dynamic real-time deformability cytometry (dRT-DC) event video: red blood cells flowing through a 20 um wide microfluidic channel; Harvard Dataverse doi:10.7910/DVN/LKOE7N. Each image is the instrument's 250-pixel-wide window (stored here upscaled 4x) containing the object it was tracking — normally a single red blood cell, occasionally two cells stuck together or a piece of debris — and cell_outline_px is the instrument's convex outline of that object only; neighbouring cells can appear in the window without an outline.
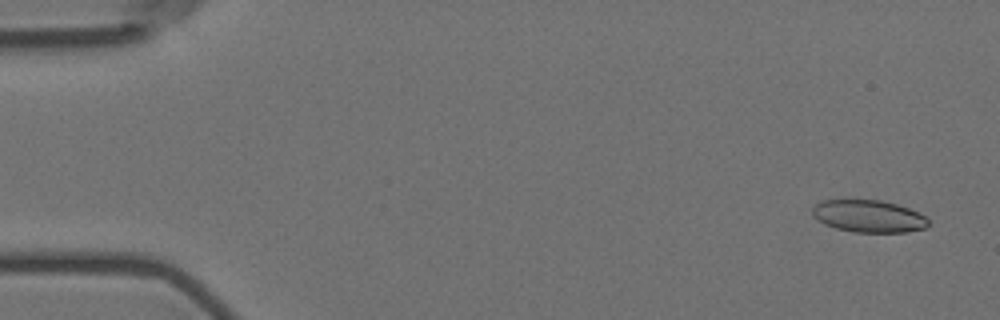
{"species": "Egyptian fruit bat (a non-hibernating species)", "species_latin": "Rousettus aegyptiacus", "temperature_condition": "room temperature", "stored_images_in_passage": 57, "camera_frame_rate_fps": 3000, "um_per_image_px": 0.085, "animal": {"sex": "female"}, "frame": {"image": 1, "passage_image": 3, "time_ms": 0.667, "image_size_px": [1000, 320], "cell_outline_px": [[928, 224], [924, 228], [904, 232], [856, 232], [836, 228], [824, 224], [812, 216], [812, 208], [820, 200], [844, 196], [848, 196], [880, 200], [896, 204], [908, 208], [924, 216], [928, 220]], "centroid_in_image_um": [73.71, 18.31], "position_along_channel_um": 11.3, "area_um2": 22.54}}
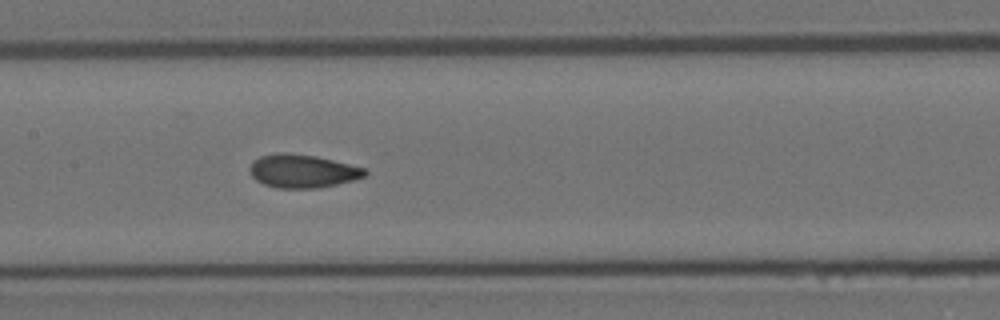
{"frame": {"image": 2, "passage_image": 28, "time_ms": 9.0, "image_size_px": [1000, 320], "cell_outline_px": [[368, 172], [364, 176], [356, 180], [320, 188], [276, 188], [264, 184], [256, 180], [252, 176], [248, 168], [252, 160], [260, 156], [276, 152], [288, 152], [316, 156], [364, 168]], "centroid_in_image_um": [25.68, 14.54], "position_along_channel_um": 181.7, "area_um2": 22.6}}
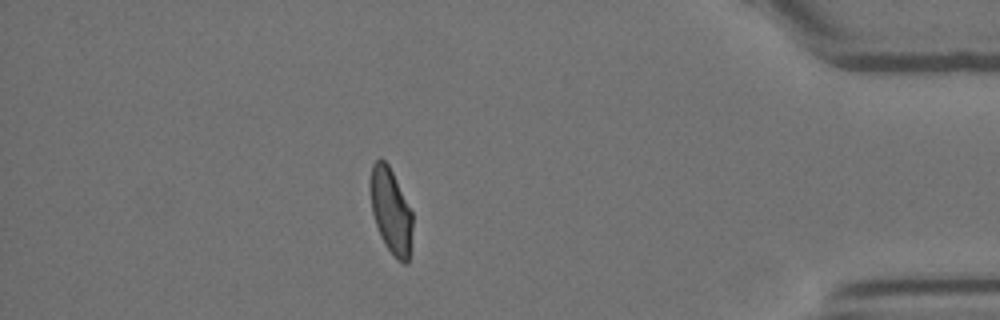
{"frame": {"image": 3, "passage_image": 50, "time_ms": 16.333, "image_size_px": [1000, 320], "cell_outline_px": [[412, 228], [408, 260], [404, 264], [396, 260], [384, 244], [380, 236], [372, 212], [368, 184], [372, 164], [380, 156], [388, 164], [412, 212]], "centroid_in_image_um": [33.18, 17.9], "position_along_channel_um": 402.0, "area_um2": 21.1}, "authors_computed_cell_mechanics": {"area_um2": 22.0796, "velocity_mm_per_s": 3.5701, "shape_relaxation_time_tau1_ms": 7.4086, "shape_relaxation_time_tau2_ms": 1.3604, "deformation_change_tau1": 0.1751, "deformation_change_tau2": 0.0641}}